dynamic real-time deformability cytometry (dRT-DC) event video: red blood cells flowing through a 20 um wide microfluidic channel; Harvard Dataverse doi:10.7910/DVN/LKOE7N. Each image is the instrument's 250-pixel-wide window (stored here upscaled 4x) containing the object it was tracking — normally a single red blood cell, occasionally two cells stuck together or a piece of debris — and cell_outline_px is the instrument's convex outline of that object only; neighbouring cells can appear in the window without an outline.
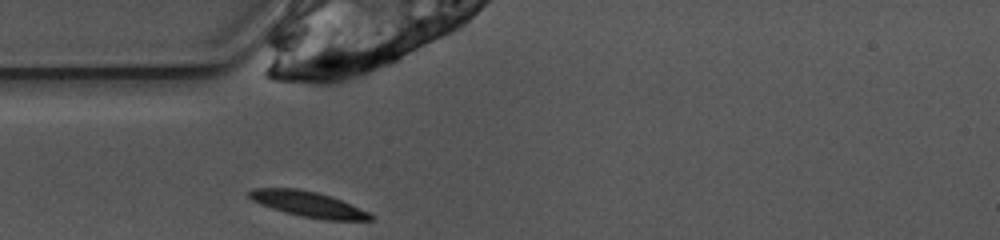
{"species": "common noctule bat (a hibernating species)", "species_latin": "Nyctalus noctula", "temperature_condition": "warm", "stored_images_in_passage": 26, "camera_frame_rate_fps": 3000, "um_per_image_px": 0.085, "animal": {"sex": "female", "body_mass_g": 10.0, "forearm_length_mm": 53.1}, "frame": {"image": 1, "passage_image": 1, "time_ms": 0.0, "image_size_px": [1000, 240], "cell_outline_px": [[372, 220], [324, 220], [284, 212], [260, 204], [252, 200], [248, 196], [248, 192], [252, 188], [296, 188], [316, 192], [332, 196], [368, 212], [372, 216]], "centroid_in_image_um": [26.16, 17.34], "position_along_channel_um": 58.8, "area_um2": 17.8}}
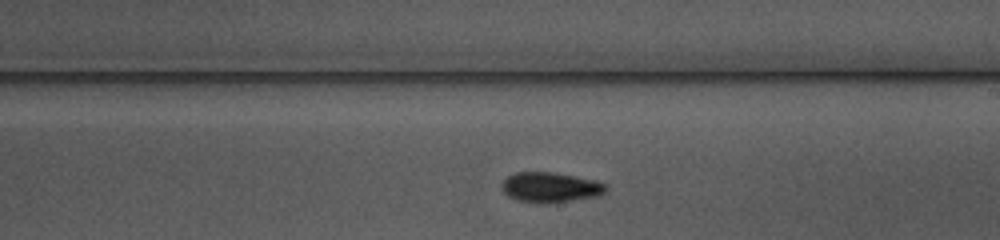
{"frame": {"image": 2, "passage_image": 15, "time_ms": 4.667, "image_size_px": [1000, 240], "cell_outline_px": [[608, 192], [596, 196], [572, 200], [544, 204], [536, 204], [516, 200], [508, 196], [500, 188], [500, 184], [508, 176], [516, 172], [552, 172], [576, 176], [608, 184]], "centroid_in_image_um": [46.77, 15.93], "position_along_channel_um": 242.2, "area_um2": 18.55}}
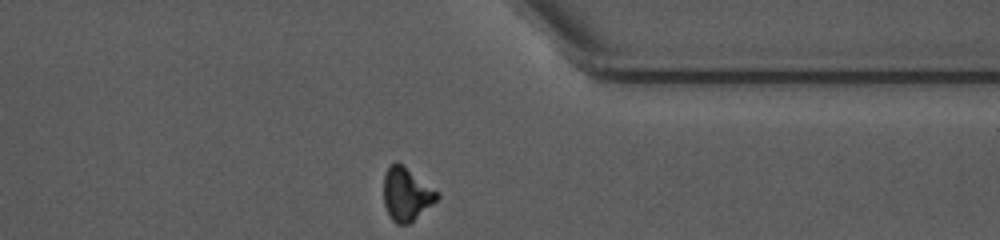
{"frame": {"image": 3, "passage_image": 26, "time_ms": 8.333, "image_size_px": [1000, 240], "cell_outline_px": [[440, 196], [432, 204], [408, 224], [396, 224], [392, 220], [384, 204], [384, 176], [388, 168], [396, 160], [440, 192]], "centroid_in_image_um": [34.55, 16.49], "position_along_channel_um": 376.8, "area_um2": 16.36}, "authors_computed_cell_mechanics": {"area_um2": 17.6001, "velocity_mm_per_s": 3.9103, "shape_relaxation_time_tau1_ms": 3.3415, "shape_relaxation_time_tau2_ms": 6.699, "deformation_change_tau1": 0.1423, "deformation_change_tau2": 0.1463}}